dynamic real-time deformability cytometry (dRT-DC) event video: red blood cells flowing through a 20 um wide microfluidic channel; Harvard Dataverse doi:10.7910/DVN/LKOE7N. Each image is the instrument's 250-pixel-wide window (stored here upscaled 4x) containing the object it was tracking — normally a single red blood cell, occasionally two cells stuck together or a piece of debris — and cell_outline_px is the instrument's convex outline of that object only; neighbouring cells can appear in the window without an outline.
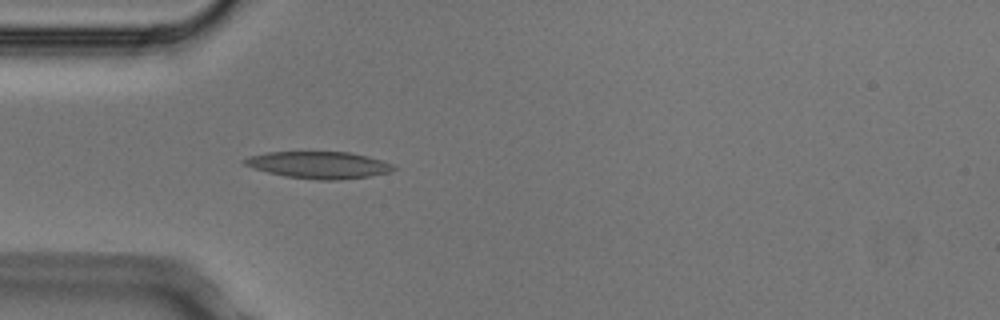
{"species": "Egyptian fruit bat (a non-hibernating species)", "species_latin": "Rousettus aegyptiacus", "temperature_condition": "cold", "stored_images_in_passage": 3, "camera_frame_rate_fps": 3000, "um_per_image_px": 0.085, "animal": {"sex": "male"}, "frame": {"image": 1, "passage_image": 3, "time_ms": 0.667, "image_size_px": [1000, 320], "cell_outline_px": [[396, 168], [388, 172], [368, 176], [336, 180], [320, 180], [284, 176], [252, 168], [244, 164], [240, 160], [252, 156], [268, 152], [348, 152], [368, 156], [392, 164]], "centroid_in_image_um": [27.07, 14.02], "position_along_channel_um": 57.9, "area_um2": 23.12}}